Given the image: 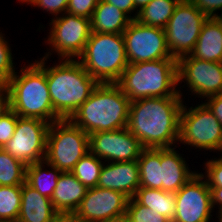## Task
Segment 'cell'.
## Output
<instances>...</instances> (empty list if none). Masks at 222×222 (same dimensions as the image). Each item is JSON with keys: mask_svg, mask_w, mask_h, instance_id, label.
Returning <instances> with one entry per match:
<instances>
[{"mask_svg": "<svg viewBox=\"0 0 222 222\" xmlns=\"http://www.w3.org/2000/svg\"><path fill=\"white\" fill-rule=\"evenodd\" d=\"M182 96L151 97L130 103L128 130L144 148H171L179 138Z\"/></svg>", "mask_w": 222, "mask_h": 222, "instance_id": "1", "label": "cell"}, {"mask_svg": "<svg viewBox=\"0 0 222 222\" xmlns=\"http://www.w3.org/2000/svg\"><path fill=\"white\" fill-rule=\"evenodd\" d=\"M47 58L35 60L8 81L11 110L22 118H38L53 123L61 118L54 112L46 80ZM20 74V75H19Z\"/></svg>", "mask_w": 222, "mask_h": 222, "instance_id": "2", "label": "cell"}, {"mask_svg": "<svg viewBox=\"0 0 222 222\" xmlns=\"http://www.w3.org/2000/svg\"><path fill=\"white\" fill-rule=\"evenodd\" d=\"M130 99L116 83H99L70 120L88 135L126 128Z\"/></svg>", "mask_w": 222, "mask_h": 222, "instance_id": "3", "label": "cell"}, {"mask_svg": "<svg viewBox=\"0 0 222 222\" xmlns=\"http://www.w3.org/2000/svg\"><path fill=\"white\" fill-rule=\"evenodd\" d=\"M46 80L54 112L70 119L99 84L77 59H61L46 65Z\"/></svg>", "mask_w": 222, "mask_h": 222, "instance_id": "4", "label": "cell"}, {"mask_svg": "<svg viewBox=\"0 0 222 222\" xmlns=\"http://www.w3.org/2000/svg\"><path fill=\"white\" fill-rule=\"evenodd\" d=\"M116 84L131 102L142 98L183 96L178 87L175 58L129 64Z\"/></svg>", "mask_w": 222, "mask_h": 222, "instance_id": "5", "label": "cell"}, {"mask_svg": "<svg viewBox=\"0 0 222 222\" xmlns=\"http://www.w3.org/2000/svg\"><path fill=\"white\" fill-rule=\"evenodd\" d=\"M77 59L98 83H117L129 65L123 34L91 32Z\"/></svg>", "mask_w": 222, "mask_h": 222, "instance_id": "6", "label": "cell"}, {"mask_svg": "<svg viewBox=\"0 0 222 222\" xmlns=\"http://www.w3.org/2000/svg\"><path fill=\"white\" fill-rule=\"evenodd\" d=\"M89 152V135L70 119L50 124L45 161L62 172H71Z\"/></svg>", "mask_w": 222, "mask_h": 222, "instance_id": "7", "label": "cell"}, {"mask_svg": "<svg viewBox=\"0 0 222 222\" xmlns=\"http://www.w3.org/2000/svg\"><path fill=\"white\" fill-rule=\"evenodd\" d=\"M186 105H182L180 112L178 145L183 143L195 149L218 151L222 139V125L218 119L203 101L195 107Z\"/></svg>", "mask_w": 222, "mask_h": 222, "instance_id": "8", "label": "cell"}, {"mask_svg": "<svg viewBox=\"0 0 222 222\" xmlns=\"http://www.w3.org/2000/svg\"><path fill=\"white\" fill-rule=\"evenodd\" d=\"M50 21L51 28L45 43L51 46V50L42 57L48 59L52 53H57L60 59L78 58L83 53L91 34L90 19L66 12Z\"/></svg>", "mask_w": 222, "mask_h": 222, "instance_id": "9", "label": "cell"}, {"mask_svg": "<svg viewBox=\"0 0 222 222\" xmlns=\"http://www.w3.org/2000/svg\"><path fill=\"white\" fill-rule=\"evenodd\" d=\"M207 18L190 0L178 3L164 28L172 57L178 60L193 51Z\"/></svg>", "mask_w": 222, "mask_h": 222, "instance_id": "10", "label": "cell"}, {"mask_svg": "<svg viewBox=\"0 0 222 222\" xmlns=\"http://www.w3.org/2000/svg\"><path fill=\"white\" fill-rule=\"evenodd\" d=\"M49 126L50 123L38 118L19 117L15 132L3 149L26 166L43 161Z\"/></svg>", "mask_w": 222, "mask_h": 222, "instance_id": "11", "label": "cell"}, {"mask_svg": "<svg viewBox=\"0 0 222 222\" xmlns=\"http://www.w3.org/2000/svg\"><path fill=\"white\" fill-rule=\"evenodd\" d=\"M123 37L129 64L174 58L168 49L163 28L132 20L123 32Z\"/></svg>", "mask_w": 222, "mask_h": 222, "instance_id": "12", "label": "cell"}, {"mask_svg": "<svg viewBox=\"0 0 222 222\" xmlns=\"http://www.w3.org/2000/svg\"><path fill=\"white\" fill-rule=\"evenodd\" d=\"M177 74L178 86L183 81L198 98L222 93V63L200 60L189 54L177 60Z\"/></svg>", "mask_w": 222, "mask_h": 222, "instance_id": "13", "label": "cell"}, {"mask_svg": "<svg viewBox=\"0 0 222 222\" xmlns=\"http://www.w3.org/2000/svg\"><path fill=\"white\" fill-rule=\"evenodd\" d=\"M144 147L128 128L89 134V151L105 162L138 160Z\"/></svg>", "mask_w": 222, "mask_h": 222, "instance_id": "14", "label": "cell"}, {"mask_svg": "<svg viewBox=\"0 0 222 222\" xmlns=\"http://www.w3.org/2000/svg\"><path fill=\"white\" fill-rule=\"evenodd\" d=\"M176 211L172 222H210L211 191L206 180L197 173L176 192Z\"/></svg>", "mask_w": 222, "mask_h": 222, "instance_id": "15", "label": "cell"}, {"mask_svg": "<svg viewBox=\"0 0 222 222\" xmlns=\"http://www.w3.org/2000/svg\"><path fill=\"white\" fill-rule=\"evenodd\" d=\"M128 201L119 191L89 188L73 215L82 222H104L126 214Z\"/></svg>", "mask_w": 222, "mask_h": 222, "instance_id": "16", "label": "cell"}, {"mask_svg": "<svg viewBox=\"0 0 222 222\" xmlns=\"http://www.w3.org/2000/svg\"><path fill=\"white\" fill-rule=\"evenodd\" d=\"M97 186L111 189L133 198L140 188L138 161L104 162Z\"/></svg>", "mask_w": 222, "mask_h": 222, "instance_id": "17", "label": "cell"}, {"mask_svg": "<svg viewBox=\"0 0 222 222\" xmlns=\"http://www.w3.org/2000/svg\"><path fill=\"white\" fill-rule=\"evenodd\" d=\"M177 146L161 148V182L162 190L179 191L198 171H191L185 158L176 151Z\"/></svg>", "mask_w": 222, "mask_h": 222, "instance_id": "18", "label": "cell"}, {"mask_svg": "<svg viewBox=\"0 0 222 222\" xmlns=\"http://www.w3.org/2000/svg\"><path fill=\"white\" fill-rule=\"evenodd\" d=\"M59 215L51 199L41 195L26 181L22 184L17 222H53Z\"/></svg>", "mask_w": 222, "mask_h": 222, "instance_id": "19", "label": "cell"}, {"mask_svg": "<svg viewBox=\"0 0 222 222\" xmlns=\"http://www.w3.org/2000/svg\"><path fill=\"white\" fill-rule=\"evenodd\" d=\"M86 192L72 172H62L51 197L52 205L59 214H74Z\"/></svg>", "mask_w": 222, "mask_h": 222, "instance_id": "20", "label": "cell"}, {"mask_svg": "<svg viewBox=\"0 0 222 222\" xmlns=\"http://www.w3.org/2000/svg\"><path fill=\"white\" fill-rule=\"evenodd\" d=\"M192 57L222 63V28L214 17H208L202 26Z\"/></svg>", "mask_w": 222, "mask_h": 222, "instance_id": "21", "label": "cell"}, {"mask_svg": "<svg viewBox=\"0 0 222 222\" xmlns=\"http://www.w3.org/2000/svg\"><path fill=\"white\" fill-rule=\"evenodd\" d=\"M131 21L119 8L100 0L90 19L91 32L123 34Z\"/></svg>", "mask_w": 222, "mask_h": 222, "instance_id": "22", "label": "cell"}, {"mask_svg": "<svg viewBox=\"0 0 222 222\" xmlns=\"http://www.w3.org/2000/svg\"><path fill=\"white\" fill-rule=\"evenodd\" d=\"M140 205L158 212L171 222L175 217L176 192L140 187L133 197Z\"/></svg>", "mask_w": 222, "mask_h": 222, "instance_id": "23", "label": "cell"}, {"mask_svg": "<svg viewBox=\"0 0 222 222\" xmlns=\"http://www.w3.org/2000/svg\"><path fill=\"white\" fill-rule=\"evenodd\" d=\"M45 165L50 169H45ZM47 170V171H46ZM62 171L45 160L26 166V182L41 195L51 199Z\"/></svg>", "mask_w": 222, "mask_h": 222, "instance_id": "24", "label": "cell"}, {"mask_svg": "<svg viewBox=\"0 0 222 222\" xmlns=\"http://www.w3.org/2000/svg\"><path fill=\"white\" fill-rule=\"evenodd\" d=\"M140 187L161 189V148H144L139 157Z\"/></svg>", "mask_w": 222, "mask_h": 222, "instance_id": "25", "label": "cell"}, {"mask_svg": "<svg viewBox=\"0 0 222 222\" xmlns=\"http://www.w3.org/2000/svg\"><path fill=\"white\" fill-rule=\"evenodd\" d=\"M181 0H151L137 15L136 20L146 26L165 28Z\"/></svg>", "mask_w": 222, "mask_h": 222, "instance_id": "26", "label": "cell"}, {"mask_svg": "<svg viewBox=\"0 0 222 222\" xmlns=\"http://www.w3.org/2000/svg\"><path fill=\"white\" fill-rule=\"evenodd\" d=\"M26 181V165L0 148V186L22 185Z\"/></svg>", "mask_w": 222, "mask_h": 222, "instance_id": "27", "label": "cell"}, {"mask_svg": "<svg viewBox=\"0 0 222 222\" xmlns=\"http://www.w3.org/2000/svg\"><path fill=\"white\" fill-rule=\"evenodd\" d=\"M104 162L90 151L83 156L71 171L87 189L97 187Z\"/></svg>", "mask_w": 222, "mask_h": 222, "instance_id": "28", "label": "cell"}, {"mask_svg": "<svg viewBox=\"0 0 222 222\" xmlns=\"http://www.w3.org/2000/svg\"><path fill=\"white\" fill-rule=\"evenodd\" d=\"M22 185L0 186V222H17Z\"/></svg>", "mask_w": 222, "mask_h": 222, "instance_id": "29", "label": "cell"}, {"mask_svg": "<svg viewBox=\"0 0 222 222\" xmlns=\"http://www.w3.org/2000/svg\"><path fill=\"white\" fill-rule=\"evenodd\" d=\"M126 215L130 222H171L158 212L140 205L134 198L128 201Z\"/></svg>", "mask_w": 222, "mask_h": 222, "instance_id": "30", "label": "cell"}, {"mask_svg": "<svg viewBox=\"0 0 222 222\" xmlns=\"http://www.w3.org/2000/svg\"><path fill=\"white\" fill-rule=\"evenodd\" d=\"M5 34L0 32V82L8 83L10 78L16 73L13 62L11 46L6 41Z\"/></svg>", "mask_w": 222, "mask_h": 222, "instance_id": "31", "label": "cell"}, {"mask_svg": "<svg viewBox=\"0 0 222 222\" xmlns=\"http://www.w3.org/2000/svg\"><path fill=\"white\" fill-rule=\"evenodd\" d=\"M204 164L205 172L200 174L206 180L208 187H222V157L217 159L214 157Z\"/></svg>", "mask_w": 222, "mask_h": 222, "instance_id": "32", "label": "cell"}, {"mask_svg": "<svg viewBox=\"0 0 222 222\" xmlns=\"http://www.w3.org/2000/svg\"><path fill=\"white\" fill-rule=\"evenodd\" d=\"M18 118L19 116L13 110L0 117V148H3L12 138Z\"/></svg>", "mask_w": 222, "mask_h": 222, "instance_id": "33", "label": "cell"}, {"mask_svg": "<svg viewBox=\"0 0 222 222\" xmlns=\"http://www.w3.org/2000/svg\"><path fill=\"white\" fill-rule=\"evenodd\" d=\"M20 2H24V4H30L34 7H39L40 9L49 12L53 17H57L58 15H62L67 12L68 2L66 0H18Z\"/></svg>", "mask_w": 222, "mask_h": 222, "instance_id": "34", "label": "cell"}, {"mask_svg": "<svg viewBox=\"0 0 222 222\" xmlns=\"http://www.w3.org/2000/svg\"><path fill=\"white\" fill-rule=\"evenodd\" d=\"M100 0H70L67 13L91 19L92 14Z\"/></svg>", "mask_w": 222, "mask_h": 222, "instance_id": "35", "label": "cell"}, {"mask_svg": "<svg viewBox=\"0 0 222 222\" xmlns=\"http://www.w3.org/2000/svg\"><path fill=\"white\" fill-rule=\"evenodd\" d=\"M202 13L214 17L217 10L222 11V0H190Z\"/></svg>", "mask_w": 222, "mask_h": 222, "instance_id": "36", "label": "cell"}, {"mask_svg": "<svg viewBox=\"0 0 222 222\" xmlns=\"http://www.w3.org/2000/svg\"><path fill=\"white\" fill-rule=\"evenodd\" d=\"M203 103L210 109L222 125V93L207 97Z\"/></svg>", "mask_w": 222, "mask_h": 222, "instance_id": "37", "label": "cell"}, {"mask_svg": "<svg viewBox=\"0 0 222 222\" xmlns=\"http://www.w3.org/2000/svg\"><path fill=\"white\" fill-rule=\"evenodd\" d=\"M103 1L114 5L116 8H119L121 11L126 13L132 20H136L139 11H136L137 9L135 8L134 0H103ZM131 12L134 13L135 15L131 16L132 14Z\"/></svg>", "mask_w": 222, "mask_h": 222, "instance_id": "38", "label": "cell"}, {"mask_svg": "<svg viewBox=\"0 0 222 222\" xmlns=\"http://www.w3.org/2000/svg\"><path fill=\"white\" fill-rule=\"evenodd\" d=\"M11 110L10 92L7 83L0 82V117Z\"/></svg>", "mask_w": 222, "mask_h": 222, "instance_id": "39", "label": "cell"}, {"mask_svg": "<svg viewBox=\"0 0 222 222\" xmlns=\"http://www.w3.org/2000/svg\"><path fill=\"white\" fill-rule=\"evenodd\" d=\"M211 191L212 207H218V212L222 211V187H209ZM217 205V206H216Z\"/></svg>", "mask_w": 222, "mask_h": 222, "instance_id": "40", "label": "cell"}, {"mask_svg": "<svg viewBox=\"0 0 222 222\" xmlns=\"http://www.w3.org/2000/svg\"><path fill=\"white\" fill-rule=\"evenodd\" d=\"M53 222H82L76 218L73 214L65 215L60 214Z\"/></svg>", "mask_w": 222, "mask_h": 222, "instance_id": "41", "label": "cell"}, {"mask_svg": "<svg viewBox=\"0 0 222 222\" xmlns=\"http://www.w3.org/2000/svg\"><path fill=\"white\" fill-rule=\"evenodd\" d=\"M151 0H134L135 8L137 11H140L143 7H145Z\"/></svg>", "mask_w": 222, "mask_h": 222, "instance_id": "42", "label": "cell"}, {"mask_svg": "<svg viewBox=\"0 0 222 222\" xmlns=\"http://www.w3.org/2000/svg\"><path fill=\"white\" fill-rule=\"evenodd\" d=\"M104 222H130V221H129L128 216L126 214H124L122 216L111 218V219L104 221Z\"/></svg>", "mask_w": 222, "mask_h": 222, "instance_id": "43", "label": "cell"}, {"mask_svg": "<svg viewBox=\"0 0 222 222\" xmlns=\"http://www.w3.org/2000/svg\"><path fill=\"white\" fill-rule=\"evenodd\" d=\"M214 18L219 23L220 27L222 28V11H221V14L216 13Z\"/></svg>", "mask_w": 222, "mask_h": 222, "instance_id": "44", "label": "cell"}, {"mask_svg": "<svg viewBox=\"0 0 222 222\" xmlns=\"http://www.w3.org/2000/svg\"><path fill=\"white\" fill-rule=\"evenodd\" d=\"M218 218V222H222V211L218 212V216H216Z\"/></svg>", "mask_w": 222, "mask_h": 222, "instance_id": "45", "label": "cell"}, {"mask_svg": "<svg viewBox=\"0 0 222 222\" xmlns=\"http://www.w3.org/2000/svg\"><path fill=\"white\" fill-rule=\"evenodd\" d=\"M219 151L221 152V157H222V139H221V143H220L218 152H219Z\"/></svg>", "mask_w": 222, "mask_h": 222, "instance_id": "46", "label": "cell"}]
</instances>
